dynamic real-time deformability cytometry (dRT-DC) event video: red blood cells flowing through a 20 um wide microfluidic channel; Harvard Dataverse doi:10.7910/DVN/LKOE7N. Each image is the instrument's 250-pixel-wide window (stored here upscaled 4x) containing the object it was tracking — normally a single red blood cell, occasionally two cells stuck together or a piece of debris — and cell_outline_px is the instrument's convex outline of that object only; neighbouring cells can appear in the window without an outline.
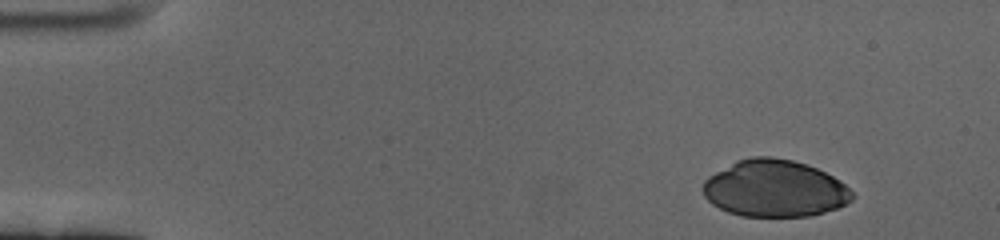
{"species": "human", "species_latin": "Homo sapiens", "temperature_condition": "cold", "stored_images_in_passage": 49, "camera_frame_rate_fps": 3000, "um_per_image_px": 0.085, "donor": {"sex": "female"}, "frame": {"image": 1, "passage_image": 1, "time_ms": 0.0, "image_size_px": [1000, 240], "cell_outline_px": [[856, 196], [852, 200], [836, 208], [812, 216], [740, 216], [728, 212], [712, 204], [704, 196], [704, 180], [708, 176], [736, 160], [752, 156], [772, 156], [792, 160], [808, 164], [840, 180]], "centroid_in_image_um": [65.84, 16.01], "position_along_channel_um": 19.2, "area_um2": 49.59}}
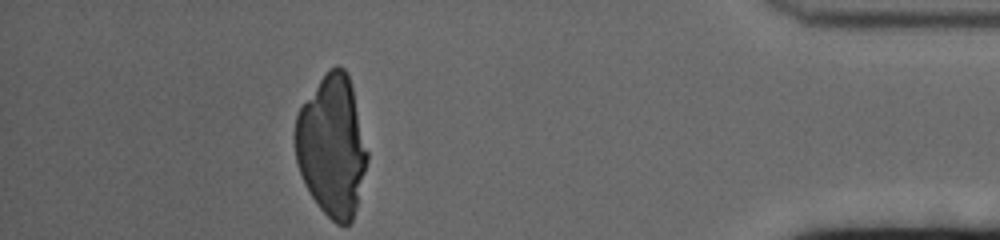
{"frame": {"image": 2, "passage_image": 49, "time_ms": 16.0, "image_size_px": [1000, 240], "cell_outline_px": [[368, 160], [356, 208], [352, 220], [348, 224], [336, 224], [320, 208], [304, 184], [296, 164], [296, 116], [300, 108], [320, 80], [336, 64], [344, 68], [348, 76], [352, 88], [368, 152]], "centroid_in_image_um": [28.22, 12.44], "position_along_channel_um": 407.0, "area_um2": 58.38}}